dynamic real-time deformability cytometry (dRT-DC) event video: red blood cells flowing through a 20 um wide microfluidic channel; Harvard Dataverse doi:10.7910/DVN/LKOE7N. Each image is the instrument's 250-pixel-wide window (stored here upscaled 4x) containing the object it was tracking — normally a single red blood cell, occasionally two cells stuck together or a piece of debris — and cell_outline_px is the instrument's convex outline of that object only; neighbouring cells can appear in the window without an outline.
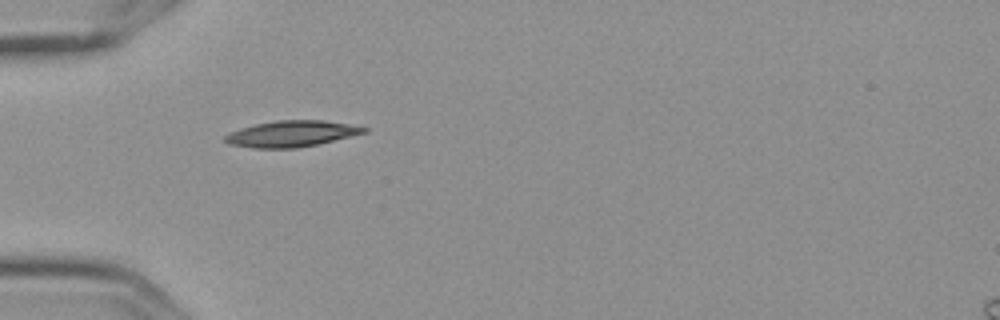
{"species": "Egyptian fruit bat (a non-hibernating species)", "species_latin": "Rousettus aegyptiacus", "temperature_condition": "cold", "stored_images_in_passage": 3, "camera_frame_rate_fps": 3000, "um_per_image_px": 0.085, "frame": {"image": 1, "passage_image": 2, "time_ms": 0.333, "image_size_px": [1000, 320], "cell_outline_px": [[368, 132], [316, 144], [296, 148], [252, 148], [228, 144], [224, 140], [224, 136], [240, 128], [256, 124], [276, 120], [324, 120], [348, 124], [368, 128]], "centroid_in_image_um": [24.76, 11.37], "position_along_channel_um": 60.2, "area_um2": 20.98}}
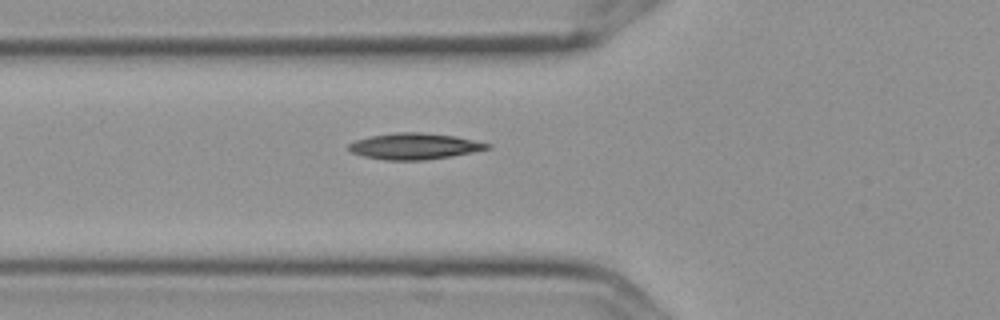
{"frame": {"image": 2, "passage_image": 3, "time_ms": 0.667, "image_size_px": [1000, 320], "cell_outline_px": [[492, 148], [452, 156], [424, 160], [384, 160], [364, 156], [352, 152], [348, 148], [348, 144], [356, 140], [372, 136], [396, 132], [420, 132], [456, 136], [492, 144]], "centroid_in_image_um": [35.26, 12.43], "position_along_channel_um": 90.5, "area_um2": 21.1}}